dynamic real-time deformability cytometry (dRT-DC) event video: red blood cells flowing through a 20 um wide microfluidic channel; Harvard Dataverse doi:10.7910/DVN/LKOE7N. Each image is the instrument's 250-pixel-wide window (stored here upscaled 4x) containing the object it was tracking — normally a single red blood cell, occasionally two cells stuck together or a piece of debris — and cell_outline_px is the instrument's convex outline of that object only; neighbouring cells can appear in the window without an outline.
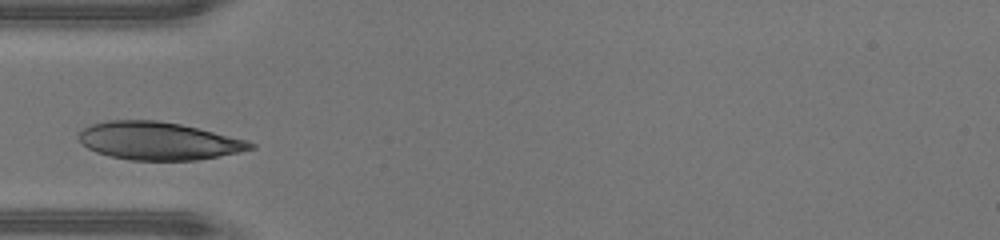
{"species": "human", "species_latin": "Homo sapiens", "temperature_condition": "warm", "stored_images_in_passage": 23, "camera_frame_rate_fps": 3000, "um_per_image_px": 0.085, "donor": {"sex": "male"}, "frame": {"image": 1, "passage_image": 1, "time_ms": 0.0, "image_size_px": [1000, 240], "cell_outline_px": [[256, 148], [240, 152], [196, 160], [132, 160], [112, 156], [96, 152], [88, 148], [80, 140], [80, 132], [84, 128], [92, 124], [108, 120], [156, 120], [180, 124], [248, 140], [256, 144]], "centroid_in_image_um": [13.51, 11.98], "position_along_channel_um": 71.5, "area_um2": 37.57}}
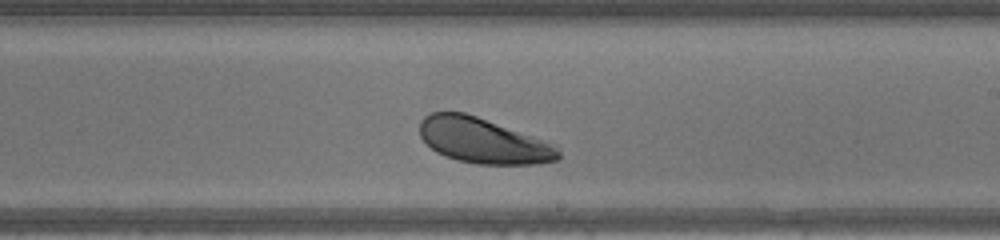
{"frame": {"image": 2, "passage_image": 13, "time_ms": 4.0, "image_size_px": [1000, 240], "cell_outline_px": [[560, 160], [540, 164], [476, 164], [456, 160], [444, 156], [436, 152], [420, 136], [420, 120], [424, 116], [432, 112], [464, 112], [476, 116], [556, 144], [560, 152]], "centroid_in_image_um": [41.09, 11.97], "position_along_channel_um": 247.9, "area_um2": 36.7}}
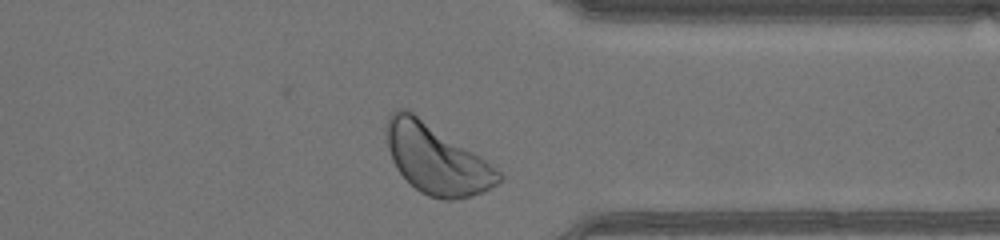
{"frame": {"image": 3, "passage_image": 22, "time_ms": 7.0, "image_size_px": [1000, 240], "cell_outline_px": [[504, 176], [496, 184], [484, 192], [472, 196], [452, 200], [444, 200], [428, 196], [420, 192], [396, 168], [392, 160], [388, 148], [384, 132], [388, 116], [396, 108], [408, 108], [496, 168]], "centroid_in_image_um": [37.04, 13.51], "position_along_channel_um": 374.4, "area_um2": 45.14}}